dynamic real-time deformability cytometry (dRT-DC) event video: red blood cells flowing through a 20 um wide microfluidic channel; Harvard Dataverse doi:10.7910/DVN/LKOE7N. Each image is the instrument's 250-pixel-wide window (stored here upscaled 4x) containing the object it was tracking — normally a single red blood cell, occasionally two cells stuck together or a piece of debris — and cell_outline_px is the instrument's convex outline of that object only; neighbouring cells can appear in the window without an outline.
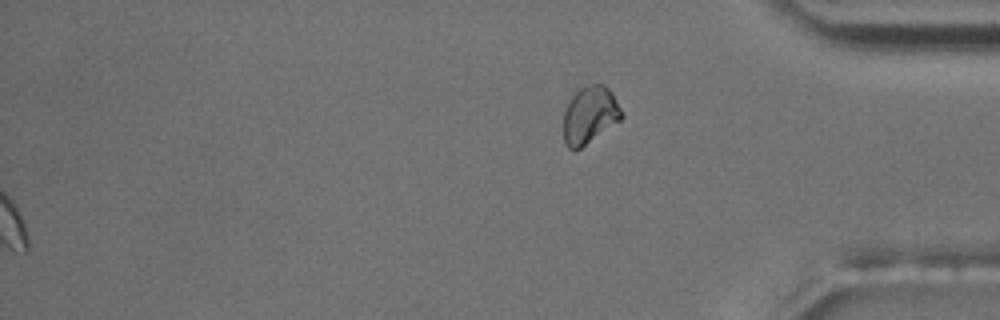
{"species": "common noctule bat (a hibernating species)", "species_latin": "Nyctalus noctula", "temperature_condition": "room temperature", "stored_images_in_passage": 54, "segment_of_instrument_passage": [2, 2], "camera_frame_rate_fps": 3000, "um_per_image_px": 0.085, "animal": {"sex": "male", "body_mass_g": 17.5, "forearm_length_mm": 52.3}, "frame": {"image": 1, "passage_image": 54, "time_ms": 17.667, "image_size_px": [1000, 320], "cell_outline_px": [[624, 116], [620, 120], [580, 148], [568, 148], [564, 140], [564, 112], [572, 88], [576, 84], [604, 84], [612, 92]], "centroid_in_image_um": [50.09, 9.67], "position_along_channel_um": 385.1, "area_um2": 19.77}}